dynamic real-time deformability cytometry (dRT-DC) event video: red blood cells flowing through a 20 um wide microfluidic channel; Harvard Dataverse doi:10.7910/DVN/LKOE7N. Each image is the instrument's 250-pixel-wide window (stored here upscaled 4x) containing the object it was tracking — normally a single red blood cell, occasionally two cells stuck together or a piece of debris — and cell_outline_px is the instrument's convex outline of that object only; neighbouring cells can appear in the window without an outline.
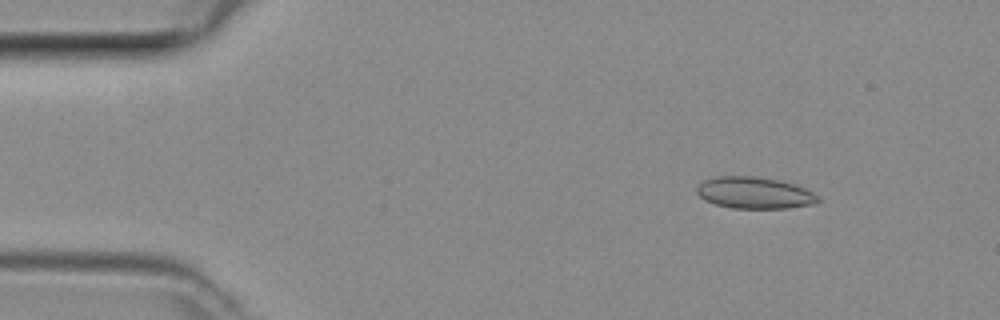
{"species": "common noctule bat (a hibernating species)", "species_latin": "Nyctalus noctula", "temperature_condition": "room temperature", "stored_images_in_passage": 44, "camera_frame_rate_fps": 3000, "um_per_image_px": 0.085, "animal": {"sex": "female", "body_mass_g": 29.2, "forearm_length_mm": 56.3}, "frame": {"image": 1, "passage_image": 6, "time_ms": 1.667, "image_size_px": [1000, 320], "cell_outline_px": [[820, 200], [816, 204], [788, 208], [732, 208], [716, 204], [704, 200], [696, 192], [696, 188], [704, 180], [716, 176], [752, 176], [776, 180], [792, 184], [804, 188], [820, 196]], "centroid_in_image_um": [64.13, 16.4], "position_along_channel_um": 20.9, "area_um2": 22.25}}
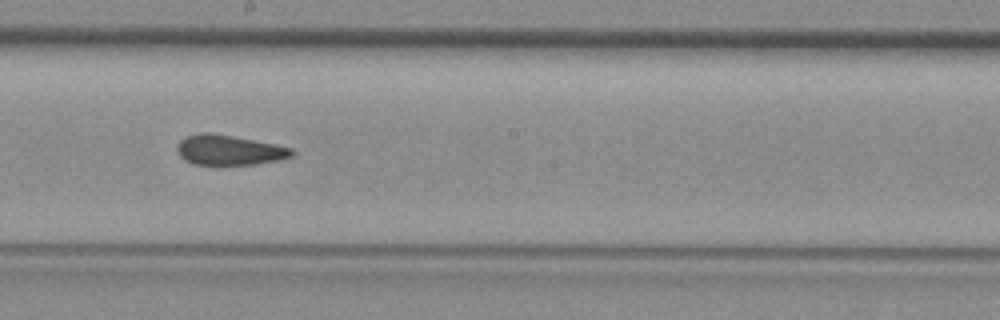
{"frame": {"image": 2, "passage_image": 26, "time_ms": 8.333, "image_size_px": [1000, 320], "cell_outline_px": [[296, 152], [292, 156], [276, 160], [256, 164], [224, 168], [192, 164], [184, 160], [180, 156], [176, 148], [180, 140], [188, 136], [200, 132], [212, 132], [276, 144], [292, 148]], "centroid_in_image_um": [19.45, 12.8], "position_along_channel_um": 228.7, "area_um2": 20.98}}
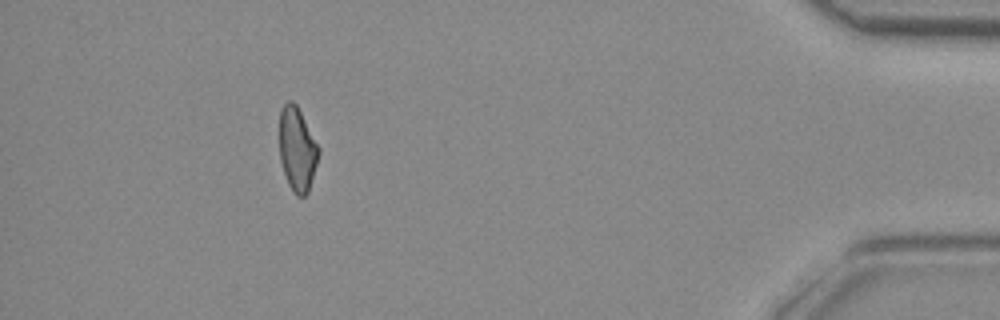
{"frame": {"image": 3, "passage_image": 43, "time_ms": 14.0, "image_size_px": [1000, 320], "cell_outline_px": [[320, 152], [308, 192], [304, 196], [296, 196], [292, 192], [288, 184], [280, 160], [280, 108], [288, 100], [292, 100], [296, 104], [320, 148]], "centroid_in_image_um": [25.26, 12.69], "position_along_channel_um": 409.9, "area_um2": 19.13}}